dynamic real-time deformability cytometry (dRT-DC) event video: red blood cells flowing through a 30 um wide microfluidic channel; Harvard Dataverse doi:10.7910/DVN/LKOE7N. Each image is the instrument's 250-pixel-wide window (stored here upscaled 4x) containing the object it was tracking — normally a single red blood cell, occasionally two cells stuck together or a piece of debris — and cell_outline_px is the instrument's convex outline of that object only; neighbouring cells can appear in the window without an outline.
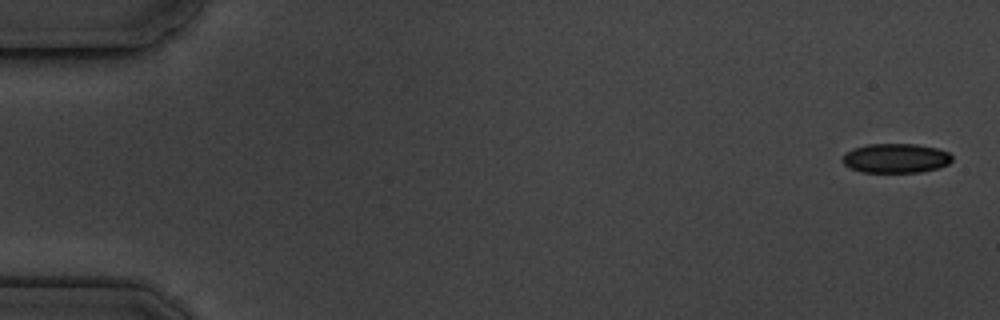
{"species": "common noctule bat (a hibernating species)", "species_latin": "Nyctalus noctula", "temperature_condition": "cold", "stored_images_in_passage": 16, "camera_frame_rate_fps": 3000, "um_per_image_px": 0.085, "animal": {"sex": "male", "body_mass_g": 19.5, "forearm_length_mm": 54.6}, "frame": {"image": 1, "passage_image": 1, "time_ms": 0.0, "image_size_px": [1000, 320], "cell_outline_px": [[952, 160], [948, 164], [936, 168], [920, 172], [860, 172], [844, 164], [844, 156], [852, 148], [868, 144], [916, 144], [936, 148], [948, 152], [952, 156]], "centroid_in_image_um": [76.16, 13.44], "position_along_channel_um": 8.8, "area_um2": 18.55}}
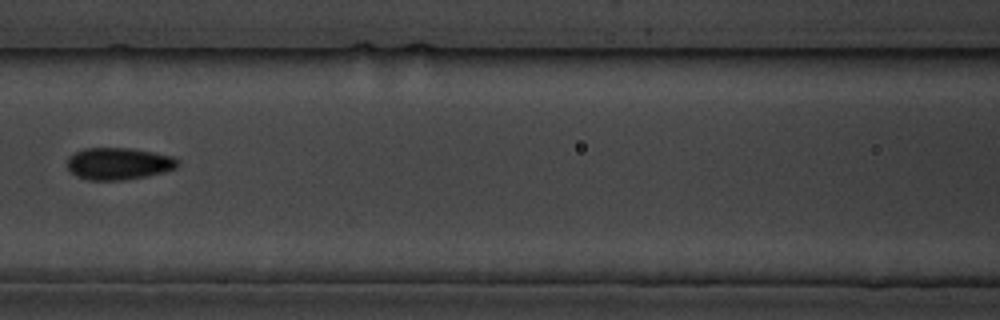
{"frame": {"image": 2, "passage_image": 8, "time_ms": 8.0, "image_size_px": [1000, 320], "cell_outline_px": [[180, 164], [176, 168], [164, 172], [148, 176], [124, 180], [88, 180], [76, 176], [68, 168], [68, 156], [84, 148], [128, 148], [152, 152], [172, 156]], "centroid_in_image_um": [10.08, 13.92], "position_along_channel_um": 156.5, "area_um2": 20.58}}
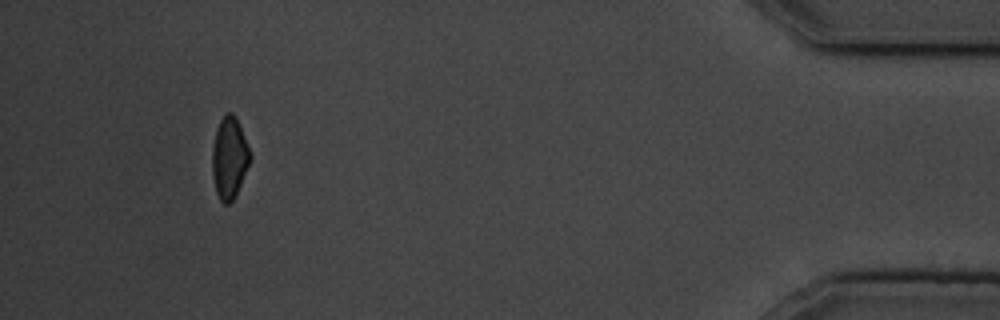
{"frame": {"image": 3, "passage_image": 15, "time_ms": 17.0, "image_size_px": [1000, 320], "cell_outline_px": [[252, 160], [232, 200], [228, 204], [224, 204], [220, 200], [216, 192], [212, 172], [212, 144], [216, 128], [224, 112], [232, 112], [236, 116], [252, 152]], "centroid_in_image_um": [19.51, 13.35], "position_along_channel_um": 415.7, "area_um2": 18.38}, "authors_computed_cell_mechanics": {"area_um2": 19.6809, "velocity_mm_per_s": 3.5964, "shape_relaxation_time_tau1_ms": 1.6862, "shape_relaxation_time_tau2_ms": null, "deformation_change_tau1": 0.0787, "deformation_change_tau2": null}}